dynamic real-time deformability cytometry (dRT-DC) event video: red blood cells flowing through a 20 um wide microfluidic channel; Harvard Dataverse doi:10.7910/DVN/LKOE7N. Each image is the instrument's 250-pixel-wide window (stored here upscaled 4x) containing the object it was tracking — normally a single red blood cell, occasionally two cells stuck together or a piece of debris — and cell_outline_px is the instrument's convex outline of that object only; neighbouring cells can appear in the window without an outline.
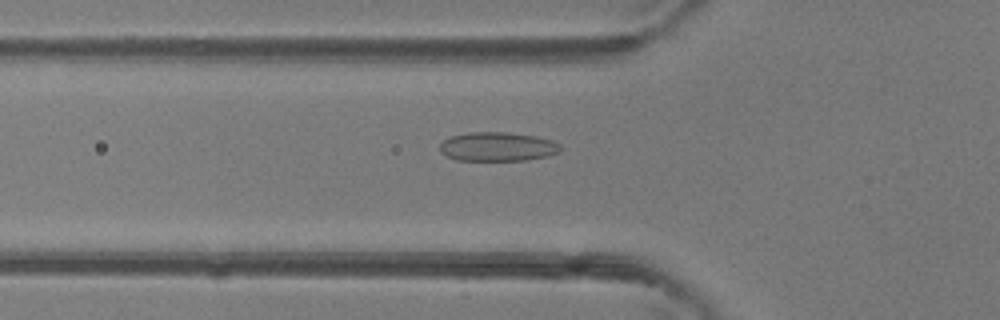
{"species": "common noctule bat (a hibernating species)", "species_latin": "Nyctalus noctula", "temperature_condition": "room temperature", "stored_images_in_passage": 38, "camera_frame_rate_fps": 3000, "um_per_image_px": 0.085, "animal": {"sex": "female"}, "frame": {"image": 1, "passage_image": 8, "time_ms": 2.333, "image_size_px": [1000, 320], "cell_outline_px": [[560, 152], [548, 156], [524, 160], [456, 160], [440, 152], [440, 144], [448, 136], [468, 132], [508, 132], [536, 136], [552, 140], [560, 144]], "centroid_in_image_um": [42.28, 12.45], "position_along_channel_um": 83.5, "area_um2": 20.52}}
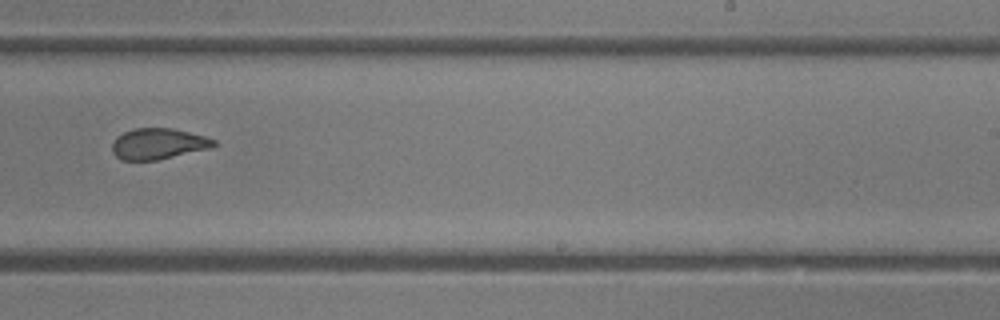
{"frame": {"image": 2, "passage_image": 21, "time_ms": 6.667, "image_size_px": [1000, 320], "cell_outline_px": [[220, 144], [208, 148], [156, 160], [120, 160], [112, 152], [112, 144], [116, 136], [124, 132], [136, 128], [172, 128], [204, 136], [216, 140]], "centroid_in_image_um": [13.43, 12.22], "position_along_channel_um": 275.6, "area_um2": 18.21}}
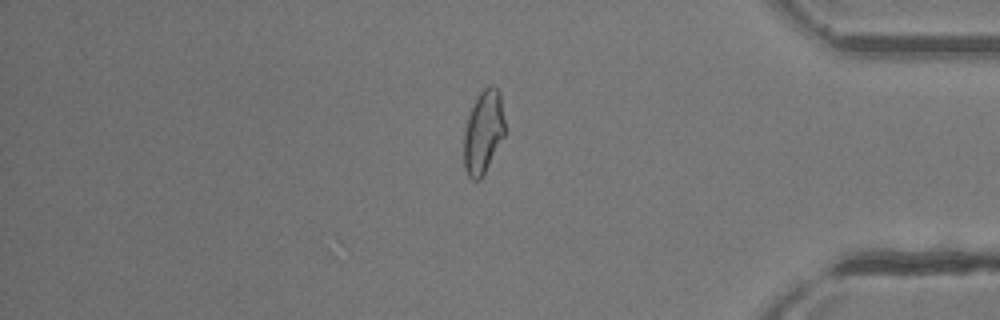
{"frame": {"image": 3, "passage_image": 31, "time_ms": 10.0, "image_size_px": [1000, 320], "cell_outline_px": [[508, 132], [480, 180], [472, 180], [468, 176], [464, 168], [464, 132], [468, 116], [476, 96], [488, 84], [492, 84], [500, 92]], "centroid_in_image_um": [41.13, 11.2], "position_along_channel_um": 394.1, "area_um2": 20.58}, "authors_computed_cell_mechanics": {"area_um2": 19.8543, "velocity_mm_per_s": 4.4066, "shape_relaxation_time_tau1_ms": null, "shape_relaxation_time_tau2_ms": 0.937, "deformation_change_tau1": null, "deformation_change_tau2": 0.0634}}